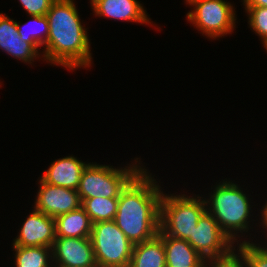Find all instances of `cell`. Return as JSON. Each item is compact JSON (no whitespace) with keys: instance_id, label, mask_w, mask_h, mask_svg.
<instances>
[{"instance_id":"obj_28","label":"cell","mask_w":267,"mask_h":267,"mask_svg":"<svg viewBox=\"0 0 267 267\" xmlns=\"http://www.w3.org/2000/svg\"><path fill=\"white\" fill-rule=\"evenodd\" d=\"M191 1H193V0H186V3L189 4Z\"/></svg>"},{"instance_id":"obj_2","label":"cell","mask_w":267,"mask_h":267,"mask_svg":"<svg viewBox=\"0 0 267 267\" xmlns=\"http://www.w3.org/2000/svg\"><path fill=\"white\" fill-rule=\"evenodd\" d=\"M162 193L145 168L120 192L114 221L134 245L158 234Z\"/></svg>"},{"instance_id":"obj_26","label":"cell","mask_w":267,"mask_h":267,"mask_svg":"<svg viewBox=\"0 0 267 267\" xmlns=\"http://www.w3.org/2000/svg\"><path fill=\"white\" fill-rule=\"evenodd\" d=\"M261 220L262 223H260L263 227V229H267V201L265 202V205L262 206V209H261Z\"/></svg>"},{"instance_id":"obj_18","label":"cell","mask_w":267,"mask_h":267,"mask_svg":"<svg viewBox=\"0 0 267 267\" xmlns=\"http://www.w3.org/2000/svg\"><path fill=\"white\" fill-rule=\"evenodd\" d=\"M15 267H53L52 248L13 246Z\"/></svg>"},{"instance_id":"obj_1","label":"cell","mask_w":267,"mask_h":267,"mask_svg":"<svg viewBox=\"0 0 267 267\" xmlns=\"http://www.w3.org/2000/svg\"><path fill=\"white\" fill-rule=\"evenodd\" d=\"M74 0H55L46 14L49 35L42 57L69 70L91 66L87 29L82 25Z\"/></svg>"},{"instance_id":"obj_8","label":"cell","mask_w":267,"mask_h":267,"mask_svg":"<svg viewBox=\"0 0 267 267\" xmlns=\"http://www.w3.org/2000/svg\"><path fill=\"white\" fill-rule=\"evenodd\" d=\"M187 241L206 260L223 256L234 247L207 210L198 219L197 226Z\"/></svg>"},{"instance_id":"obj_4","label":"cell","mask_w":267,"mask_h":267,"mask_svg":"<svg viewBox=\"0 0 267 267\" xmlns=\"http://www.w3.org/2000/svg\"><path fill=\"white\" fill-rule=\"evenodd\" d=\"M205 211L206 201L202 196L164 192L160 199V230L167 236L188 240Z\"/></svg>"},{"instance_id":"obj_23","label":"cell","mask_w":267,"mask_h":267,"mask_svg":"<svg viewBox=\"0 0 267 267\" xmlns=\"http://www.w3.org/2000/svg\"><path fill=\"white\" fill-rule=\"evenodd\" d=\"M235 248L236 247L234 246L223 256L207 259L205 267H248L244 253L239 248Z\"/></svg>"},{"instance_id":"obj_10","label":"cell","mask_w":267,"mask_h":267,"mask_svg":"<svg viewBox=\"0 0 267 267\" xmlns=\"http://www.w3.org/2000/svg\"><path fill=\"white\" fill-rule=\"evenodd\" d=\"M39 191L34 209L55 218L81 207V199L77 190L51 185L39 180Z\"/></svg>"},{"instance_id":"obj_25","label":"cell","mask_w":267,"mask_h":267,"mask_svg":"<svg viewBox=\"0 0 267 267\" xmlns=\"http://www.w3.org/2000/svg\"><path fill=\"white\" fill-rule=\"evenodd\" d=\"M244 7H267V0H243Z\"/></svg>"},{"instance_id":"obj_7","label":"cell","mask_w":267,"mask_h":267,"mask_svg":"<svg viewBox=\"0 0 267 267\" xmlns=\"http://www.w3.org/2000/svg\"><path fill=\"white\" fill-rule=\"evenodd\" d=\"M194 10L187 13V20L206 37L216 39L231 34L235 29L234 6L225 0H193Z\"/></svg>"},{"instance_id":"obj_14","label":"cell","mask_w":267,"mask_h":267,"mask_svg":"<svg viewBox=\"0 0 267 267\" xmlns=\"http://www.w3.org/2000/svg\"><path fill=\"white\" fill-rule=\"evenodd\" d=\"M88 164L72 155L66 156L53 161L40 179L51 185L77 190L82 173Z\"/></svg>"},{"instance_id":"obj_19","label":"cell","mask_w":267,"mask_h":267,"mask_svg":"<svg viewBox=\"0 0 267 267\" xmlns=\"http://www.w3.org/2000/svg\"><path fill=\"white\" fill-rule=\"evenodd\" d=\"M118 198L94 197L84 199L81 207L88 214L92 224L101 221L115 219L117 212Z\"/></svg>"},{"instance_id":"obj_17","label":"cell","mask_w":267,"mask_h":267,"mask_svg":"<svg viewBox=\"0 0 267 267\" xmlns=\"http://www.w3.org/2000/svg\"><path fill=\"white\" fill-rule=\"evenodd\" d=\"M129 267H166V256L162 238H154L135 244Z\"/></svg>"},{"instance_id":"obj_6","label":"cell","mask_w":267,"mask_h":267,"mask_svg":"<svg viewBox=\"0 0 267 267\" xmlns=\"http://www.w3.org/2000/svg\"><path fill=\"white\" fill-rule=\"evenodd\" d=\"M90 239L97 267H129L134 244L114 220L92 224Z\"/></svg>"},{"instance_id":"obj_22","label":"cell","mask_w":267,"mask_h":267,"mask_svg":"<svg viewBox=\"0 0 267 267\" xmlns=\"http://www.w3.org/2000/svg\"><path fill=\"white\" fill-rule=\"evenodd\" d=\"M248 14V24L262 40H267V7H244Z\"/></svg>"},{"instance_id":"obj_13","label":"cell","mask_w":267,"mask_h":267,"mask_svg":"<svg viewBox=\"0 0 267 267\" xmlns=\"http://www.w3.org/2000/svg\"><path fill=\"white\" fill-rule=\"evenodd\" d=\"M16 21L0 13V49L24 63L31 64L42 54L31 44L20 39ZM41 55V56H40Z\"/></svg>"},{"instance_id":"obj_12","label":"cell","mask_w":267,"mask_h":267,"mask_svg":"<svg viewBox=\"0 0 267 267\" xmlns=\"http://www.w3.org/2000/svg\"><path fill=\"white\" fill-rule=\"evenodd\" d=\"M90 4L98 17L151 24L146 10L137 0H91Z\"/></svg>"},{"instance_id":"obj_27","label":"cell","mask_w":267,"mask_h":267,"mask_svg":"<svg viewBox=\"0 0 267 267\" xmlns=\"http://www.w3.org/2000/svg\"><path fill=\"white\" fill-rule=\"evenodd\" d=\"M262 44H263V46H264V48L266 49V52H267V40L264 41Z\"/></svg>"},{"instance_id":"obj_5","label":"cell","mask_w":267,"mask_h":267,"mask_svg":"<svg viewBox=\"0 0 267 267\" xmlns=\"http://www.w3.org/2000/svg\"><path fill=\"white\" fill-rule=\"evenodd\" d=\"M136 162L138 163V158L134 164L123 168L90 162L84 169L77 188L81 202L94 197L118 198L126 185L143 169L140 160L138 164Z\"/></svg>"},{"instance_id":"obj_20","label":"cell","mask_w":267,"mask_h":267,"mask_svg":"<svg viewBox=\"0 0 267 267\" xmlns=\"http://www.w3.org/2000/svg\"><path fill=\"white\" fill-rule=\"evenodd\" d=\"M30 18L32 20L30 19L29 22H26L24 25H22L23 27L21 26L19 22L16 21V24L18 27V33L20 34L19 37L23 41L31 43L38 51H40V48H42V46L46 44L47 38L49 35L48 20H47L46 15L45 16H30ZM25 26L26 27L29 26L28 29L26 28V30L30 29L28 33L25 32L24 30Z\"/></svg>"},{"instance_id":"obj_16","label":"cell","mask_w":267,"mask_h":267,"mask_svg":"<svg viewBox=\"0 0 267 267\" xmlns=\"http://www.w3.org/2000/svg\"><path fill=\"white\" fill-rule=\"evenodd\" d=\"M54 219L56 237L90 238L92 222L82 207Z\"/></svg>"},{"instance_id":"obj_24","label":"cell","mask_w":267,"mask_h":267,"mask_svg":"<svg viewBox=\"0 0 267 267\" xmlns=\"http://www.w3.org/2000/svg\"><path fill=\"white\" fill-rule=\"evenodd\" d=\"M30 16H45L55 0H18Z\"/></svg>"},{"instance_id":"obj_9","label":"cell","mask_w":267,"mask_h":267,"mask_svg":"<svg viewBox=\"0 0 267 267\" xmlns=\"http://www.w3.org/2000/svg\"><path fill=\"white\" fill-rule=\"evenodd\" d=\"M52 256L54 267H97L90 238L56 237Z\"/></svg>"},{"instance_id":"obj_15","label":"cell","mask_w":267,"mask_h":267,"mask_svg":"<svg viewBox=\"0 0 267 267\" xmlns=\"http://www.w3.org/2000/svg\"><path fill=\"white\" fill-rule=\"evenodd\" d=\"M166 256V267H205L206 259L187 240L165 235L160 229Z\"/></svg>"},{"instance_id":"obj_11","label":"cell","mask_w":267,"mask_h":267,"mask_svg":"<svg viewBox=\"0 0 267 267\" xmlns=\"http://www.w3.org/2000/svg\"><path fill=\"white\" fill-rule=\"evenodd\" d=\"M13 246H53L56 239L55 219L33 209L24 220Z\"/></svg>"},{"instance_id":"obj_21","label":"cell","mask_w":267,"mask_h":267,"mask_svg":"<svg viewBox=\"0 0 267 267\" xmlns=\"http://www.w3.org/2000/svg\"><path fill=\"white\" fill-rule=\"evenodd\" d=\"M239 245V246H238ZM237 247L244 253L248 267H267V248L254 242L240 241Z\"/></svg>"},{"instance_id":"obj_3","label":"cell","mask_w":267,"mask_h":267,"mask_svg":"<svg viewBox=\"0 0 267 267\" xmlns=\"http://www.w3.org/2000/svg\"><path fill=\"white\" fill-rule=\"evenodd\" d=\"M210 198H204L206 201V210L214 217L219 224L222 232L237 245L241 239L239 232L244 234L250 229L249 219L252 218L250 212L251 205L248 195L243 192L240 184L233 181L219 182L213 186ZM250 215V216H249ZM244 232V233H243ZM238 240V241H237Z\"/></svg>"}]
</instances>
